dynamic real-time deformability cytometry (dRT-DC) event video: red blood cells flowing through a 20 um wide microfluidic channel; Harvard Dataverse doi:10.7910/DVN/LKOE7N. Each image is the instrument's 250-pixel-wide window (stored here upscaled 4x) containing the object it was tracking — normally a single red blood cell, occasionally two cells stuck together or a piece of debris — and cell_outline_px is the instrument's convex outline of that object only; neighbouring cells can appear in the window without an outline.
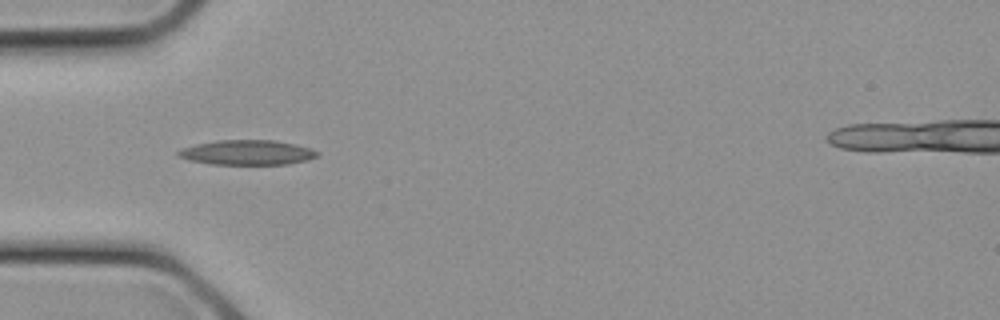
{"species": "common noctule bat (a hibernating species)", "species_latin": "Nyctalus noctula", "temperature_condition": "cold", "stored_images_in_passage": 10, "camera_frame_rate_fps": 3000, "um_per_image_px": 0.085, "animal": {"sex": "female", "body_mass_g": 21.9}, "frame": {"image": 1, "passage_image": 7, "time_ms": 2.0, "image_size_px": [1000, 320], "cell_outline_px": [[320, 156], [308, 160], [288, 164], [212, 164], [188, 160], [176, 156], [176, 152], [180, 148], [196, 144], [216, 140], [276, 140], [296, 144], [320, 152]], "centroid_in_image_um": [21.0, 12.96], "position_along_channel_um": 64.0, "area_um2": 20.35}}
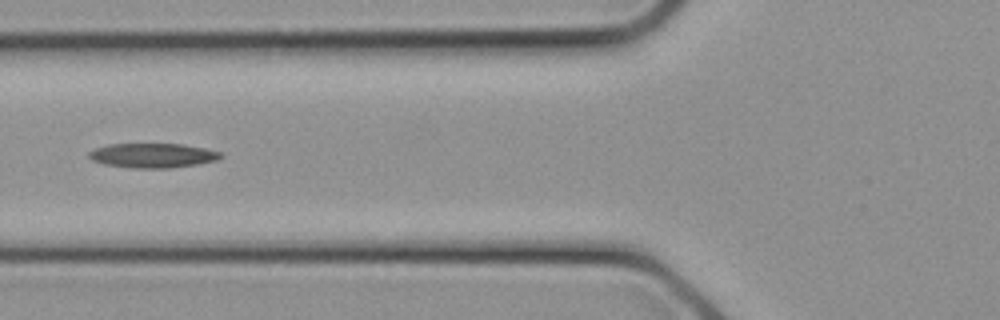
{"frame": {"image": 2, "passage_image": 9, "time_ms": 2.667, "image_size_px": [1000, 320], "cell_outline_px": [[224, 156], [216, 160], [200, 164], [168, 168], [132, 168], [104, 164], [92, 160], [88, 156], [88, 152], [96, 148], [108, 144], [184, 144], [204, 148], [220, 152]], "centroid_in_image_um": [12.99, 13.22], "position_along_channel_um": 112.8, "area_um2": 18.84}}